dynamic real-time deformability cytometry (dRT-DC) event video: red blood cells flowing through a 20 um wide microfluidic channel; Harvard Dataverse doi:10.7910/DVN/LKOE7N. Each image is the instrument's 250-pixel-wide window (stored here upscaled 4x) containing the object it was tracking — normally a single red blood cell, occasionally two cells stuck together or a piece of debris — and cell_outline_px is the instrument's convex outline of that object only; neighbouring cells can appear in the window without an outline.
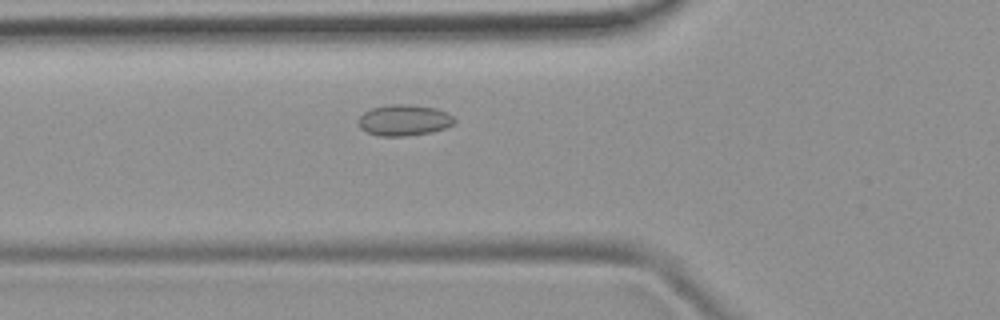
{"species": "common noctule bat (a hibernating species)", "species_latin": "Nyctalus noctula", "temperature_condition": "room temperature", "stored_images_in_passage": 46, "camera_frame_rate_fps": 3000, "um_per_image_px": 0.085, "animal": {"sex": "female", "body_mass_g": 19.9}, "frame": {"image": 1, "passage_image": 13, "time_ms": 4.0, "image_size_px": [1000, 320], "cell_outline_px": [[456, 120], [452, 124], [444, 128], [432, 132], [404, 136], [380, 136], [368, 132], [360, 128], [356, 120], [364, 112], [372, 108], [392, 104], [408, 104], [436, 108], [448, 112]], "centroid_in_image_um": [34.33, 10.21], "position_along_channel_um": 91.5, "area_um2": 17.4}}
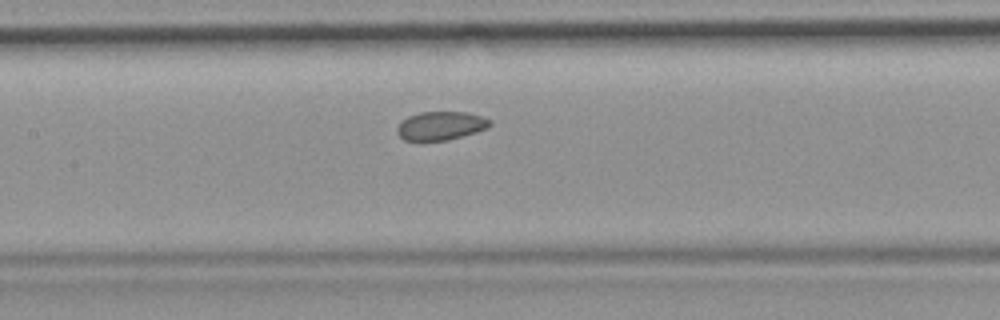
{"frame": {"image": 2, "passage_image": 19, "time_ms": 6.0, "image_size_px": [1000, 320], "cell_outline_px": [[492, 124], [488, 128], [476, 132], [448, 140], [424, 144], [420, 144], [404, 140], [396, 132], [396, 128], [408, 116], [420, 112], [468, 112], [484, 116], [492, 120]], "centroid_in_image_um": [37.46, 10.73], "position_along_channel_um": 169.9, "area_um2": 16.18}}
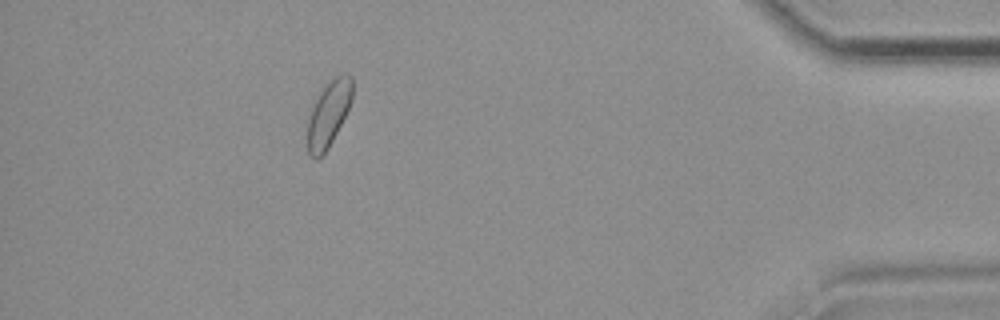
{"frame": {"image": 3, "passage_image": 41, "time_ms": 13.333, "image_size_px": [1000, 320], "cell_outline_px": [[352, 100], [328, 148], [316, 160], [308, 152], [308, 120], [316, 96], [336, 76], [344, 72], [352, 76]], "centroid_in_image_um": [27.93, 9.65], "position_along_channel_um": 407.3, "area_um2": 16.65}, "authors_computed_cell_mechanics": {"area_um2": 16.7909, "velocity_mm_per_s": 3.9198, "shape_relaxation_time_tau1_ms": null, "shape_relaxation_time_tau2_ms": 4.2425, "deformation_change_tau1": null, "deformation_change_tau2": 0.0779}}